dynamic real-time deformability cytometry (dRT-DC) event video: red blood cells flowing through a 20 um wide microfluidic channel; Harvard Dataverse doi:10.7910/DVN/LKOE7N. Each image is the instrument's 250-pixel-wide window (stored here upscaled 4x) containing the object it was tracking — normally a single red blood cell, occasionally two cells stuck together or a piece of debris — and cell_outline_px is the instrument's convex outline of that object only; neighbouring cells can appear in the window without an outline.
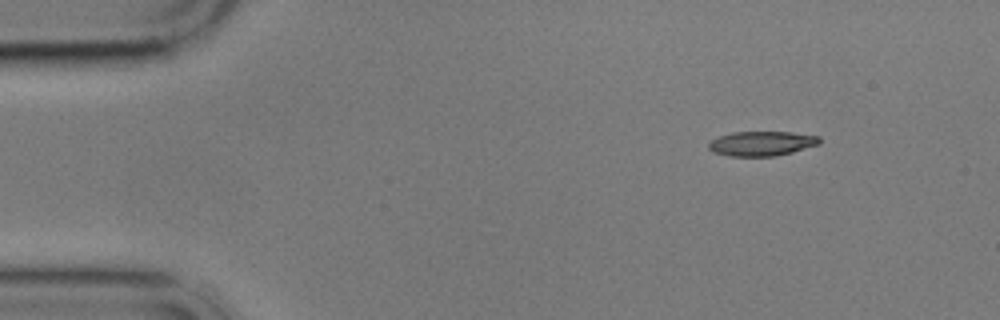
{"species": "common noctule bat (a hibernating species)", "species_latin": "Nyctalus noctula", "temperature_condition": "cold", "stored_images_in_passage": 6, "camera_frame_rate_fps": 3000, "um_per_image_px": 0.085, "animal": {"sex": "male", "body_mass_g": 17.9}, "frame": {"image": 1, "passage_image": 1, "time_ms": 0.0, "image_size_px": [1000, 320], "cell_outline_px": [[820, 144], [792, 152], [776, 156], [728, 156], [712, 152], [708, 148], [708, 144], [712, 140], [720, 136], [732, 132], [792, 132], [820, 136]], "centroid_in_image_um": [64.75, 12.2], "position_along_channel_um": 20.3, "area_um2": 15.95}}
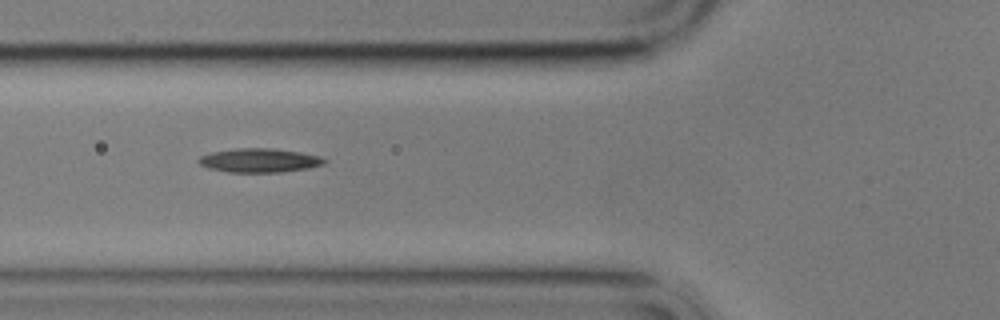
{"frame": {"image": 2, "passage_image": 5, "time_ms": 4.667, "image_size_px": [1000, 320], "cell_outline_px": [[328, 160], [324, 164], [308, 168], [280, 172], [228, 172], [208, 168], [200, 164], [196, 160], [200, 156], [212, 152], [236, 148], [272, 148], [300, 152], [320, 156]], "centroid_in_image_um": [22.04, 13.63], "position_along_channel_um": 103.8, "area_um2": 17.57}}
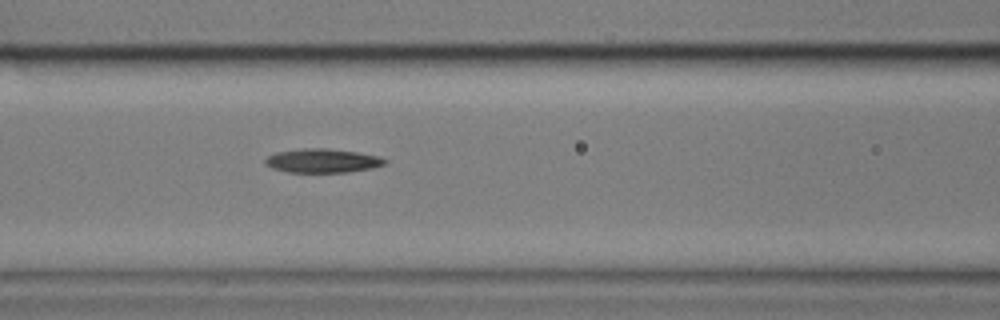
{"frame": {"image": 3, "passage_image": 6, "time_ms": 5.667, "image_size_px": [1000, 320], "cell_outline_px": [[388, 160], [384, 164], [372, 168], [348, 172], [288, 172], [272, 168], [264, 164], [264, 160], [268, 156], [276, 152], [304, 148], [328, 148], [356, 152], [380, 156]], "centroid_in_image_um": [27.4, 13.66], "position_along_channel_um": 139.2, "area_um2": 16.7}}